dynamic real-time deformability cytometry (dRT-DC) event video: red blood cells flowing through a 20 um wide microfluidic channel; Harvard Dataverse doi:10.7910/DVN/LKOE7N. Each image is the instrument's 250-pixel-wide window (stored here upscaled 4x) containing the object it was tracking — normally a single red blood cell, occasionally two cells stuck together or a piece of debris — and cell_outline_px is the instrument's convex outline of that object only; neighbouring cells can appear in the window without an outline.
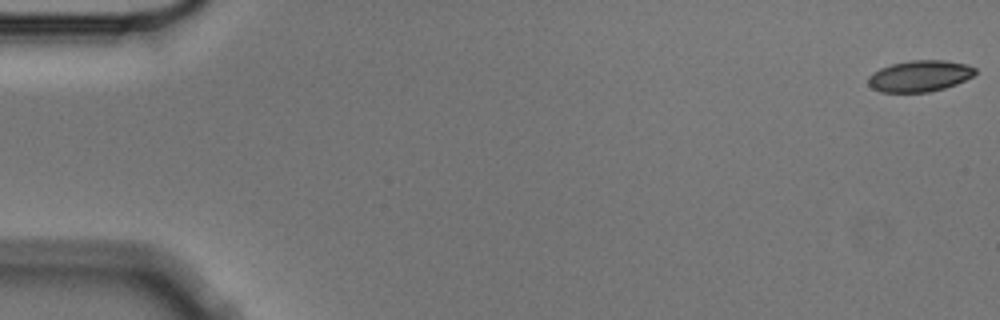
{"species": "Egyptian fruit bat (a non-hibernating species)", "species_latin": "Rousettus aegyptiacus", "temperature_condition": "cold", "stored_images_in_passage": 6, "camera_frame_rate_fps": 3000, "um_per_image_px": 0.085, "animal": {"sex": "male"}, "frame": {"image": 1, "passage_image": 1, "time_ms": 0.0, "image_size_px": [1000, 320], "cell_outline_px": [[976, 72], [972, 76], [956, 84], [944, 88], [928, 92], [880, 92], [872, 88], [868, 84], [868, 76], [872, 72], [880, 68], [892, 64], [912, 60], [944, 60], [968, 64], [976, 68]], "centroid_in_image_um": [78.16, 6.46], "position_along_channel_um": 6.8, "area_um2": 19.54}}
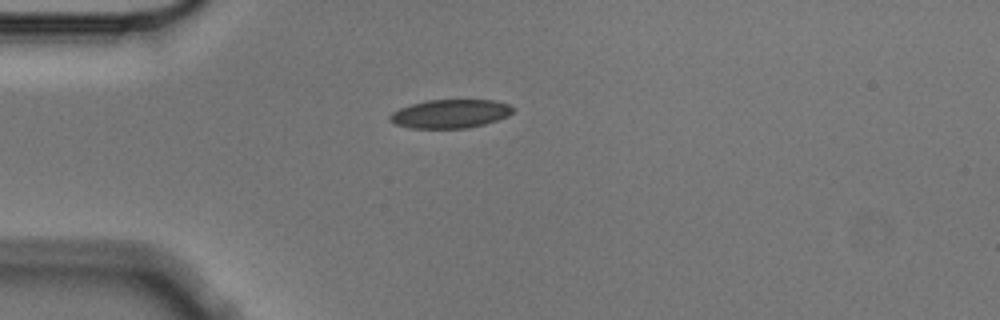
{"frame": {"image": 2, "passage_image": 5, "time_ms": 1.333, "image_size_px": [1000, 320], "cell_outline_px": [[516, 108], [508, 116], [484, 124], [468, 128], [412, 128], [396, 124], [388, 120], [388, 116], [392, 112], [400, 108], [412, 104], [428, 100], [496, 100], [508, 104]], "centroid_in_image_um": [38.28, 9.67], "position_along_channel_um": 46.7, "area_um2": 20.52}}
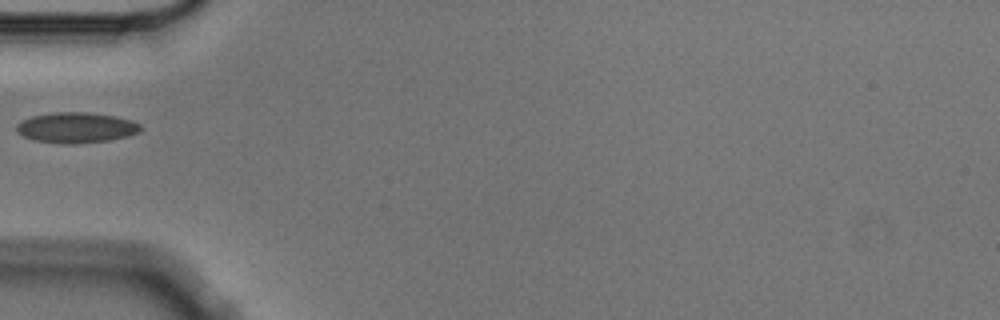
{"frame": {"image": 3, "passage_image": 6, "time_ms": 1.667, "image_size_px": [1000, 320], "cell_outline_px": [[140, 132], [128, 136], [108, 140], [76, 144], [60, 144], [32, 140], [16, 132], [16, 124], [20, 120], [32, 116], [52, 112], [88, 112], [116, 116], [132, 120], [140, 124]], "centroid_in_image_um": [6.44, 10.85], "position_along_channel_um": 78.6, "area_um2": 22.37}}